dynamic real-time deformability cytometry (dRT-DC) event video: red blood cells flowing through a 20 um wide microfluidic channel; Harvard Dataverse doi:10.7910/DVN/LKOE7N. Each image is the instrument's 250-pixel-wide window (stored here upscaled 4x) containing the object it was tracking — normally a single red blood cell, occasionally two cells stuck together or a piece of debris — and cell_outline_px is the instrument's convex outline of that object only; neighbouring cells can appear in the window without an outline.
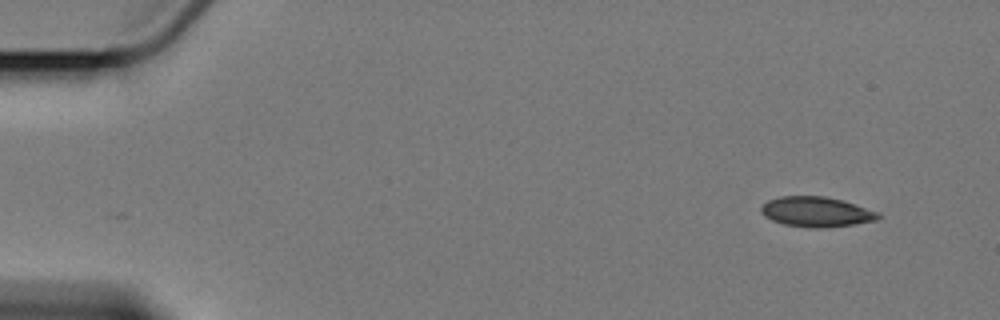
{"species": "Egyptian fruit bat (a non-hibernating species)", "species_latin": "Rousettus aegyptiacus", "temperature_condition": "cold", "stored_images_in_passage": 2, "camera_frame_rate_fps": 3000, "um_per_image_px": 0.085, "animal": {"sex": "female"}, "frame": {"image": 1, "passage_image": 2, "time_ms": 1.333, "image_size_px": [1000, 320], "cell_outline_px": [[884, 216], [876, 220], [856, 224], [824, 228], [812, 228], [784, 224], [772, 220], [764, 216], [760, 212], [760, 208], [768, 200], [780, 196], [824, 196], [844, 200], [880, 212]], "centroid_in_image_um": [69.44, 18.0], "position_along_channel_um": 15.6, "area_um2": 20.81}}